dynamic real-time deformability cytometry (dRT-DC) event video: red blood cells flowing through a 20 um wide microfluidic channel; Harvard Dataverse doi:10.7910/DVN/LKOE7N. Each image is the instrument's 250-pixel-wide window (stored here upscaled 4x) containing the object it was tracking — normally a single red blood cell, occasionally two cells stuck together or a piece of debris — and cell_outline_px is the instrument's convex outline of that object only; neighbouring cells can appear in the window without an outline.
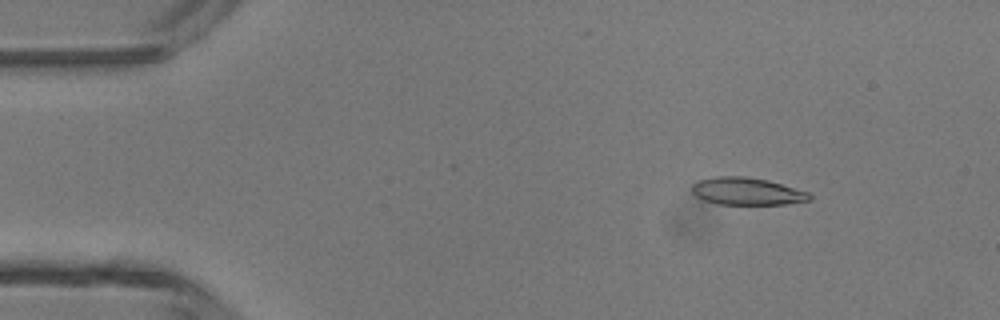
{"species": "common noctule bat (a hibernating species)", "species_latin": "Nyctalus noctula", "temperature_condition": "room temperature", "stored_images_in_passage": 46, "camera_frame_rate_fps": 3000, "um_per_image_px": 0.085, "animal": {"sex": "male", "body_mass_g": 13.3}, "frame": {"image": 1, "passage_image": 6, "time_ms": 1.667, "image_size_px": [1000, 320], "cell_outline_px": [[812, 200], [788, 204], [716, 204], [704, 200], [696, 196], [692, 192], [692, 184], [696, 180], [716, 176], [744, 176], [768, 180], [808, 192], [812, 196]], "centroid_in_image_um": [63.47, 16.26], "position_along_channel_um": 21.5, "area_um2": 18.9}}
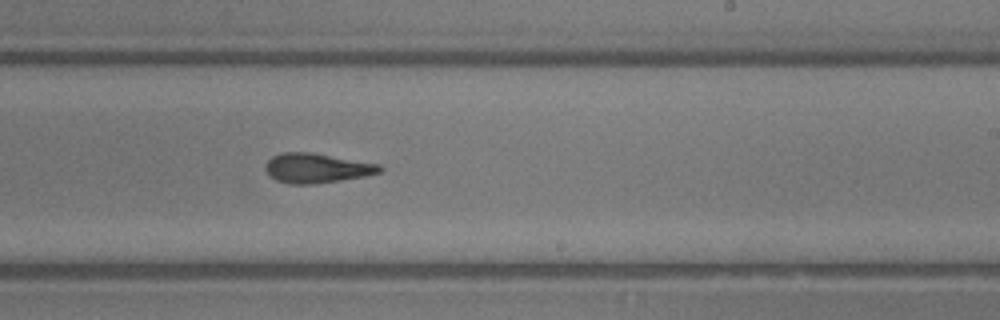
{"frame": {"image": 2, "passage_image": 28, "time_ms": 9.0, "image_size_px": [1000, 320], "cell_outline_px": [[384, 168], [380, 172], [364, 176], [340, 180], [312, 184], [288, 184], [276, 180], [264, 168], [268, 160], [272, 156], [280, 152], [312, 152], [380, 164]], "centroid_in_image_um": [26.92, 14.28], "position_along_channel_um": 262.1, "area_um2": 19.71}}
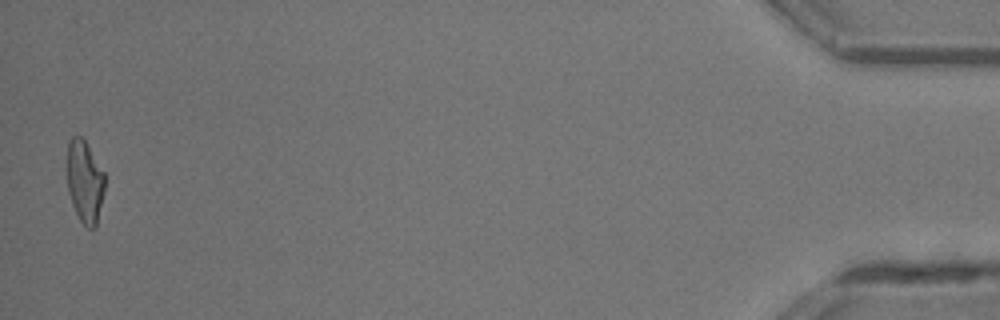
{"frame": {"image": 3, "passage_image": 46, "time_ms": 15.0, "image_size_px": [1000, 320], "cell_outline_px": [[104, 192], [96, 228], [88, 228], [80, 220], [72, 204], [68, 192], [68, 140], [72, 136], [80, 136], [84, 140], [104, 172]], "centroid_in_image_um": [7.21, 15.45], "position_along_channel_um": 428.0, "area_um2": 17.86}, "authors_computed_cell_mechanics": {"area_um2": 19.4497, "velocity_mm_per_s": 4.4054, "shape_relaxation_time_tau1_ms": 7.6914, "shape_relaxation_time_tau2_ms": 2.2349, "deformation_change_tau1": 0.2513, "deformation_change_tau2": 0.1146}}